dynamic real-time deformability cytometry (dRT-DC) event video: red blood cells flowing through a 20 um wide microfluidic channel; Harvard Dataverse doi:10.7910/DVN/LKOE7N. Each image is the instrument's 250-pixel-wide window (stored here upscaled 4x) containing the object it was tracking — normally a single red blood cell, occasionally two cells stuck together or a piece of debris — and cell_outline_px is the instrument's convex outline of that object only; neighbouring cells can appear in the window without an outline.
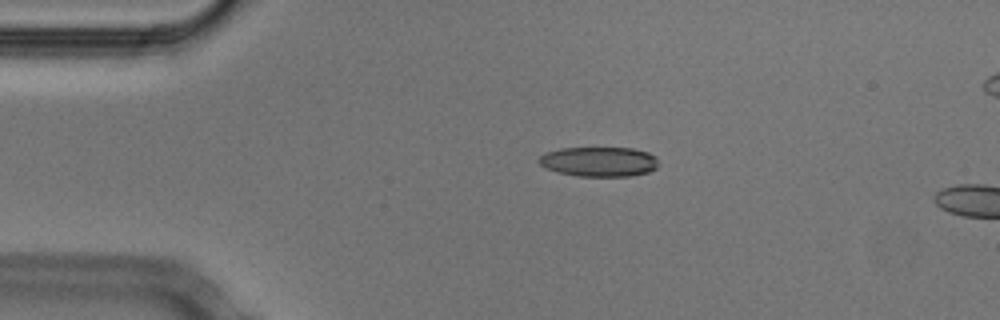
{"species": "Egyptian fruit bat (a non-hibernating species)", "species_latin": "Rousettus aegyptiacus", "temperature_condition": "cold", "stored_images_in_passage": 13, "camera_frame_rate_fps": 3000, "um_per_image_px": 0.085, "animal": {"sex": "male"}, "frame": {"image": 1, "passage_image": 10, "time_ms": 3.0, "image_size_px": [1000, 320], "cell_outline_px": [[660, 164], [656, 168], [648, 172], [632, 176], [576, 176], [556, 172], [544, 168], [536, 160], [544, 152], [560, 148], [632, 148], [648, 152], [656, 156]], "centroid_in_image_um": [50.9, 13.74], "position_along_channel_um": 34.1, "area_um2": 21.1}}